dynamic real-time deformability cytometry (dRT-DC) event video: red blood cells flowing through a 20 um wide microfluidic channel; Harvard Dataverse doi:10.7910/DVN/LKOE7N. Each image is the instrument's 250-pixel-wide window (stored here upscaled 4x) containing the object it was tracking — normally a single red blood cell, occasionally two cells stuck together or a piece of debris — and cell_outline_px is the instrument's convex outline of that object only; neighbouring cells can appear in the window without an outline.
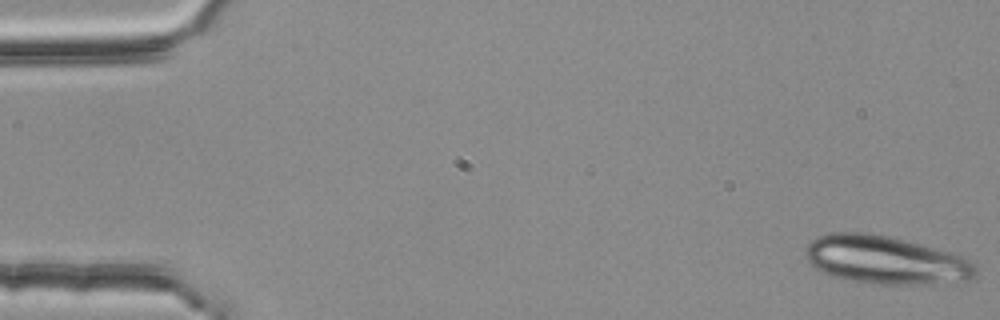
{"species": "common noctule bat (a hibernating species)", "species_latin": "Nyctalus noctula", "temperature_condition": "room temperature", "stored_images_in_passage": 5, "camera_frame_rate_fps": 3000, "um_per_image_px": 0.085, "animal": {"sex": "female", "body_mass_g": 25.1}, "frame": {"image": 1, "passage_image": 1, "time_ms": 0.0, "image_size_px": [1000, 320], "cell_outline_px": [[976, 276], [968, 280], [932, 284], [880, 284], [852, 280], [832, 276], [816, 268], [804, 256], [804, 252], [808, 244], [812, 240], [820, 236], [832, 232], [864, 232], [888, 236], [920, 244], [948, 252], [960, 256], [976, 264]], "centroid_in_image_um": [75.27, 22.1], "position_along_channel_um": 9.7, "area_um2": 47.34}}